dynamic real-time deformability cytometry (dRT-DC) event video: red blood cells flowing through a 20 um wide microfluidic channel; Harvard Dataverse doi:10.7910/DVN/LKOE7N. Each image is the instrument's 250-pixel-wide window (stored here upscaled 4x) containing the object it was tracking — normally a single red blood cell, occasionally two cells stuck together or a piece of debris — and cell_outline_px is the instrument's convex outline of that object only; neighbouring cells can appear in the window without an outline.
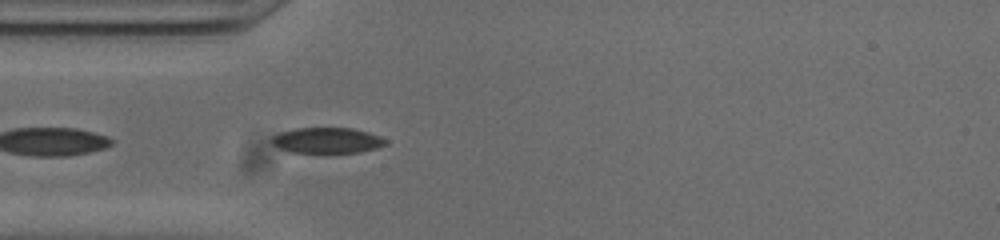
{"species": "common noctule bat (a hibernating species)", "species_latin": "Nyctalus noctula", "temperature_condition": "cold", "stored_images_in_passage": 36, "camera_frame_rate_fps": 3000, "um_per_image_px": 0.085, "animal": {"sex": "male", "body_mass_g": 20.0, "forearm_length_mm": 53.3}, "frame": {"image": 1, "passage_image": 2, "time_ms": 0.333, "image_size_px": [1000, 240], "cell_outline_px": [[388, 144], [376, 148], [360, 152], [324, 156], [288, 152], [272, 144], [272, 136], [280, 132], [296, 128], [352, 128], [368, 132], [380, 136], [388, 140]], "centroid_in_image_um": [27.81, 11.99], "position_along_channel_um": 57.2, "area_um2": 18.03}}
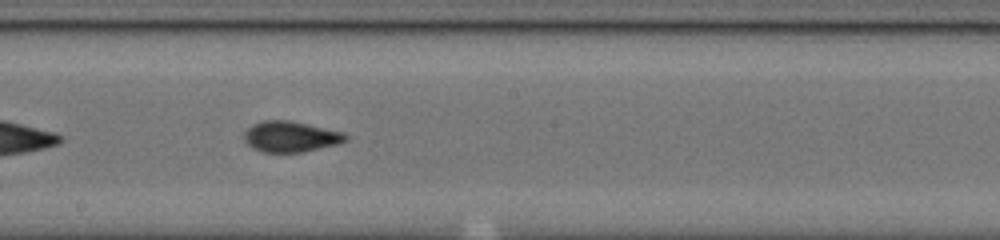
{"frame": {"image": 2, "passage_image": 15, "time_ms": 4.667, "image_size_px": [1000, 240], "cell_outline_px": [[348, 140], [336, 144], [300, 152], [264, 152], [252, 148], [244, 140], [244, 132], [252, 124], [264, 120], [288, 120], [308, 124], [344, 132], [348, 136]], "centroid_in_image_um": [24.69, 11.6], "position_along_channel_um": 223.5, "area_um2": 18.09}}
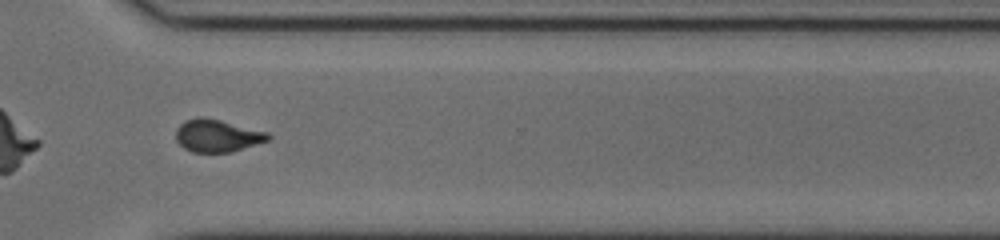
{"frame": {"image": 3, "passage_image": 25, "time_ms": 8.0, "image_size_px": [1000, 240], "cell_outline_px": [[272, 136], [268, 140], [232, 152], [192, 152], [184, 148], [176, 140], [176, 128], [184, 120], [200, 116], [204, 116], [268, 132]], "centroid_in_image_um": [18.44, 11.52], "position_along_channel_um": 352.2, "area_um2": 17.51}, "authors_computed_cell_mechanics": {"area_um2": 17.4845, "velocity_mm_per_s": 3.8467, "shape_relaxation_time_tau1_ms": 5.026, "shape_relaxation_time_tau2_ms": 1.6285, "deformation_change_tau1": 0.1502, "deformation_change_tau2": 0.0748}}